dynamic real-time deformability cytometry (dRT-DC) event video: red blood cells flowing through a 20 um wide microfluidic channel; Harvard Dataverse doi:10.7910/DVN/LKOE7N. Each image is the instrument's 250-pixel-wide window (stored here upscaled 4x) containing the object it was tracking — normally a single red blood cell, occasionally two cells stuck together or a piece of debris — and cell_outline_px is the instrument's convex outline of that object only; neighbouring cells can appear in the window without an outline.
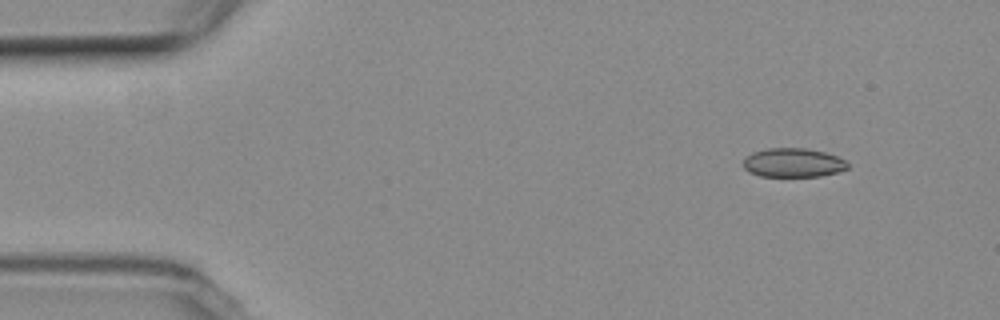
{"species": "common noctule bat (a hibernating species)", "species_latin": "Nyctalus noctula", "temperature_condition": "room temperature", "stored_images_in_passage": 3, "camera_frame_rate_fps": 3000, "um_per_image_px": 0.085, "animal": {"sex": "female", "body_mass_g": 19.3, "forearm_length_mm": 54.1}, "frame": {"image": 1, "passage_image": 1, "time_ms": 0.0, "image_size_px": [1000, 320], "cell_outline_px": [[848, 168], [836, 172], [820, 176], [760, 176], [748, 172], [744, 168], [744, 156], [752, 152], [764, 148], [808, 148], [824, 152], [836, 156], [844, 160], [848, 164]], "centroid_in_image_um": [67.37, 13.82], "position_along_channel_um": 17.6, "area_um2": 17.69}}
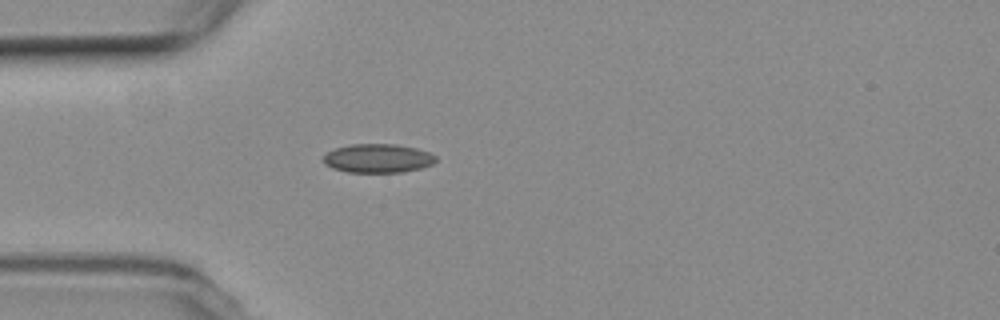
{"frame": {"image": 2, "passage_image": 3, "time_ms": 3.333, "image_size_px": [1000, 320], "cell_outline_px": [[436, 160], [432, 164], [420, 168], [404, 172], [348, 172], [332, 168], [324, 164], [320, 160], [328, 152], [336, 148], [352, 144], [396, 144], [416, 148], [428, 152], [436, 156]], "centroid_in_image_um": [32.09, 13.46], "position_along_channel_um": 52.9, "area_um2": 18.9}}